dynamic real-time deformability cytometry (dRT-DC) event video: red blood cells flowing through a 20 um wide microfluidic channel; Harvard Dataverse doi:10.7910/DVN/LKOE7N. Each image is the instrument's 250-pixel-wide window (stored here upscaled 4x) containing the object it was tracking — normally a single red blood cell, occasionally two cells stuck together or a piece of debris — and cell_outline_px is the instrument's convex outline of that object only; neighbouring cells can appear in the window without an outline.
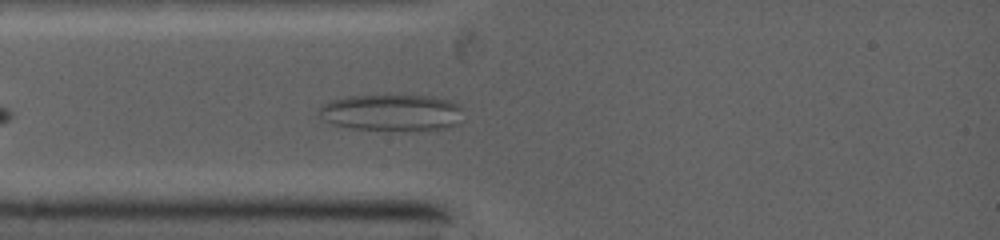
{"species": "common noctule bat (a hibernating species)", "species_latin": "Nyctalus noctula", "temperature_condition": "warm", "stored_images_in_passage": 3, "camera_frame_rate_fps": 5000, "um_per_image_px": 0.085, "animal": {"sex": "female", "body_mass_g": 19.0, "forearm_length_mm": 53.3}, "frame": {"image": 1, "passage_image": 3, "time_ms": 1.2, "image_size_px": [1000, 240], "cell_outline_px": [[460, 108], [456, 124], [440, 128], [352, 128], [336, 124], [324, 120], [316, 112], [324, 104], [332, 100], [356, 96], [424, 96], [444, 100], [456, 104]], "centroid_in_image_um": [33.18, 9.54], "position_along_channel_um": 51.8, "area_um2": 28.78}}